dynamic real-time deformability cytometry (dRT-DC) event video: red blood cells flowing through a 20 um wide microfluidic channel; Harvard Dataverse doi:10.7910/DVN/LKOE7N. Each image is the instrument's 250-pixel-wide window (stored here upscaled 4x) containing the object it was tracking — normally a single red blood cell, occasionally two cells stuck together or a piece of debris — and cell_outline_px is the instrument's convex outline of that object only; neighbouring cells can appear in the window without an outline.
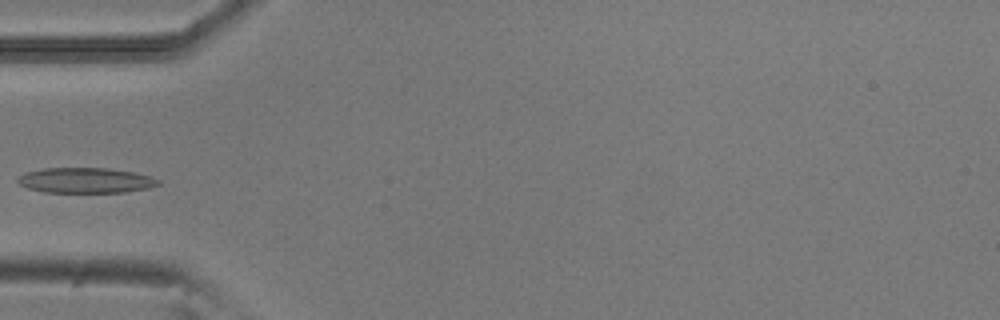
{"species": "common noctule bat (a hibernating species)", "species_latin": "Nyctalus noctula", "temperature_condition": "room temperature", "stored_images_in_passage": 5, "camera_frame_rate_fps": 3000, "um_per_image_px": 0.085, "animal": {"sex": "male", "body_mass_g": 20.5, "forearm_length_mm": 52.5}, "frame": {"image": 1, "passage_image": 4, "time_ms": 1.0, "image_size_px": [1000, 320], "cell_outline_px": [[160, 184], [148, 188], [124, 192], [44, 192], [28, 188], [20, 184], [16, 180], [20, 176], [28, 172], [44, 168], [108, 168], [132, 172], [152, 176], [160, 180]], "centroid_in_image_um": [7.31, 15.33], "position_along_channel_um": 77.7, "area_um2": 20.58}}
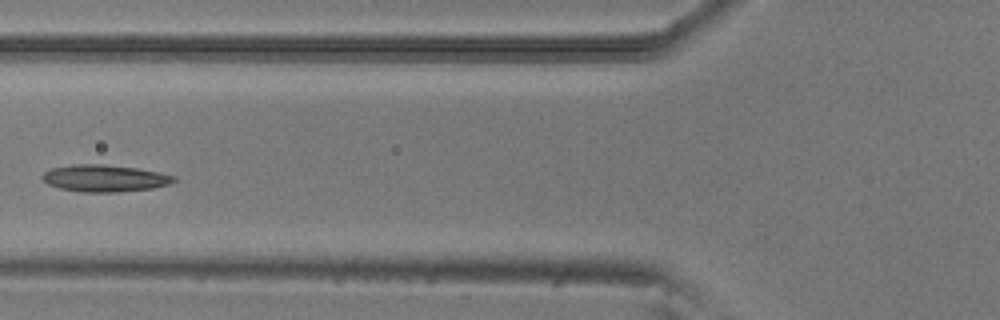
{"frame": {"image": 2, "passage_image": 5, "time_ms": 1.333, "image_size_px": [1000, 320], "cell_outline_px": [[176, 180], [168, 184], [152, 188], [116, 192], [80, 192], [60, 188], [48, 184], [40, 176], [44, 172], [52, 168], [72, 164], [104, 164], [136, 168], [160, 172], [176, 176]], "centroid_in_image_um": [8.88, 15.14], "position_along_channel_um": 116.9, "area_um2": 20.63}}